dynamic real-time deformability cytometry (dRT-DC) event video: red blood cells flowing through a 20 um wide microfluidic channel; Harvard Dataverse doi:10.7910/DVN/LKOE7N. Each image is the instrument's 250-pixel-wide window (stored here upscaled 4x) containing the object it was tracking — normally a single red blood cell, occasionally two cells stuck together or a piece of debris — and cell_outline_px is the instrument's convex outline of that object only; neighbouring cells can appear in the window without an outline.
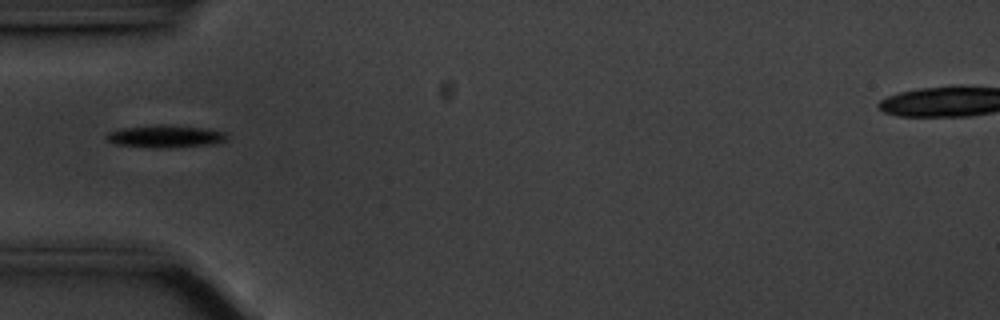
{"species": "common noctule bat (a hibernating species)", "species_latin": "Nyctalus noctula", "temperature_condition": "cold", "stored_images_in_passage": 40, "camera_frame_rate_fps": 3000, "um_per_image_px": 0.085, "animal": {"sex": "male", "body_mass_g": 20.1, "forearm_length_mm": 53.5}, "frame": {"image": 1, "passage_image": 1, "time_ms": 0.0, "image_size_px": [1000, 320], "cell_outline_px": [[228, 136], [224, 140], [216, 144], [168, 148], [156, 148], [116, 144], [108, 140], [104, 136], [108, 132], [124, 128], [160, 124], [172, 124], [204, 128], [228, 132]], "centroid_in_image_um": [14.11, 11.58], "position_along_channel_um": 70.9, "area_um2": 15.95}}
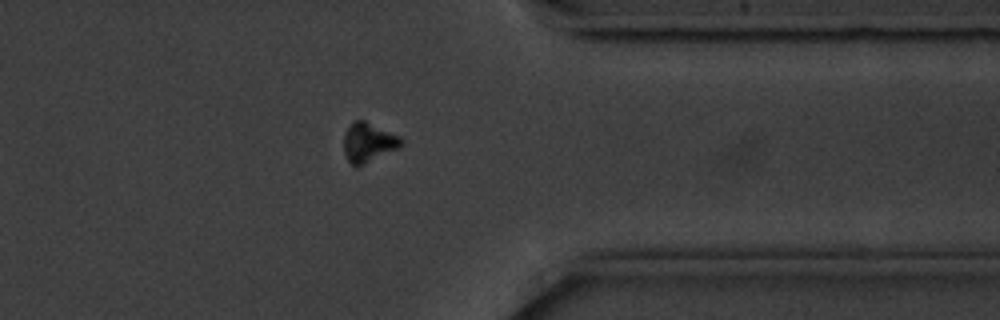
{"frame": {"image": 2, "passage_image": 28, "time_ms": 9.0, "image_size_px": [1000, 320], "cell_outline_px": [[404, 144], [400, 148], [356, 168], [348, 160], [344, 152], [344, 132], [348, 124], [356, 120], [364, 120], [400, 136], [404, 140]], "centroid_in_image_um": [31.33, 12.11], "position_along_channel_um": 380.1, "area_um2": 13.47}}
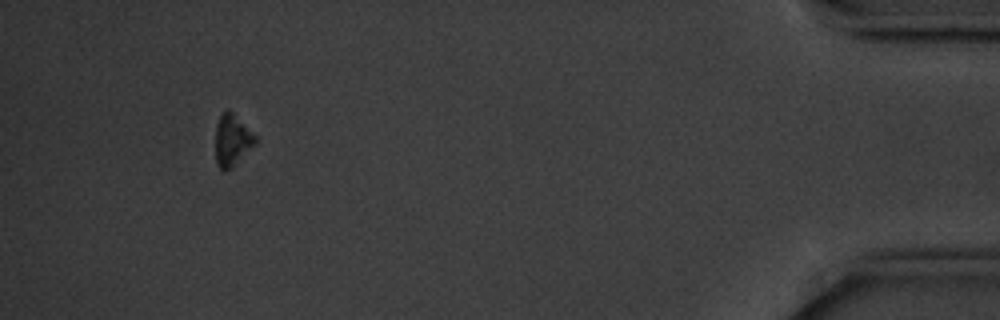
{"frame": {"image": 3, "passage_image": 36, "time_ms": 11.667, "image_size_px": [1000, 320], "cell_outline_px": [[260, 140], [232, 168], [220, 168], [216, 164], [216, 124], [220, 116], [228, 108]], "centroid_in_image_um": [19.76, 11.91], "position_along_channel_um": 415.4, "area_um2": 11.91}}